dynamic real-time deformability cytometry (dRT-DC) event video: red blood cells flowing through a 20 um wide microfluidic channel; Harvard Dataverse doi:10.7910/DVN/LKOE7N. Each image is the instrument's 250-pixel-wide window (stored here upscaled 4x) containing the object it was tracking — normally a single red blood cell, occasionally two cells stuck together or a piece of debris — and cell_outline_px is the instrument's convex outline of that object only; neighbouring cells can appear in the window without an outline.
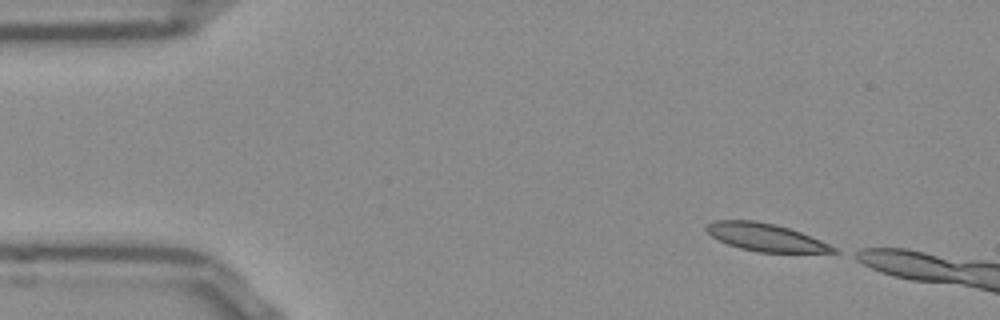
{"species": "Egyptian fruit bat (a non-hibernating species)", "species_latin": "Rousettus aegyptiacus", "temperature_condition": "room temperature", "stored_images_in_passage": 5, "camera_frame_rate_fps": 3000, "um_per_image_px": 0.085, "frame": {"image": 1, "passage_image": 1, "time_ms": 0.0, "image_size_px": [1000, 320], "cell_outline_px": [[840, 252], [760, 252], [740, 248], [728, 244], [712, 236], [704, 228], [712, 220], [756, 220], [776, 224], [800, 232], [820, 240], [836, 248]], "centroid_in_image_um": [65.04, 20.15], "position_along_channel_um": 20.0, "area_um2": 20.23}}